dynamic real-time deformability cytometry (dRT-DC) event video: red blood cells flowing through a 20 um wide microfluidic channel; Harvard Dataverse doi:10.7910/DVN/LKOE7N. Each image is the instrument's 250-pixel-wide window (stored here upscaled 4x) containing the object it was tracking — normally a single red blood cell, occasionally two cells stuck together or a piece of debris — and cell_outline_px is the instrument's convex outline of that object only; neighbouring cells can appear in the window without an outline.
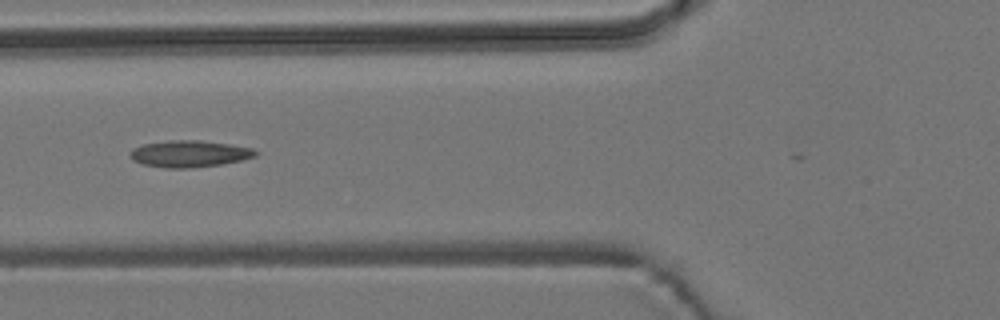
{"species": "common noctule bat (a hibernating species)", "species_latin": "Nyctalus noctula", "temperature_condition": "room temperature", "stored_images_in_passage": 6, "camera_frame_rate_fps": 3000, "um_per_image_px": 0.085, "animal": {"sex": "male", "body_mass_g": 19.2, "forearm_length_mm": 51.8}, "frame": {"image": 1, "passage_image": 5, "time_ms": 6.0, "image_size_px": [1000, 320], "cell_outline_px": [[260, 152], [256, 156], [240, 160], [220, 164], [192, 168], [164, 168], [144, 164], [132, 160], [128, 156], [128, 152], [132, 148], [144, 144], [172, 140], [200, 140], [228, 144], [252, 148]], "centroid_in_image_um": [16.06, 13.07], "position_along_channel_um": 109.7, "area_um2": 19.54}}